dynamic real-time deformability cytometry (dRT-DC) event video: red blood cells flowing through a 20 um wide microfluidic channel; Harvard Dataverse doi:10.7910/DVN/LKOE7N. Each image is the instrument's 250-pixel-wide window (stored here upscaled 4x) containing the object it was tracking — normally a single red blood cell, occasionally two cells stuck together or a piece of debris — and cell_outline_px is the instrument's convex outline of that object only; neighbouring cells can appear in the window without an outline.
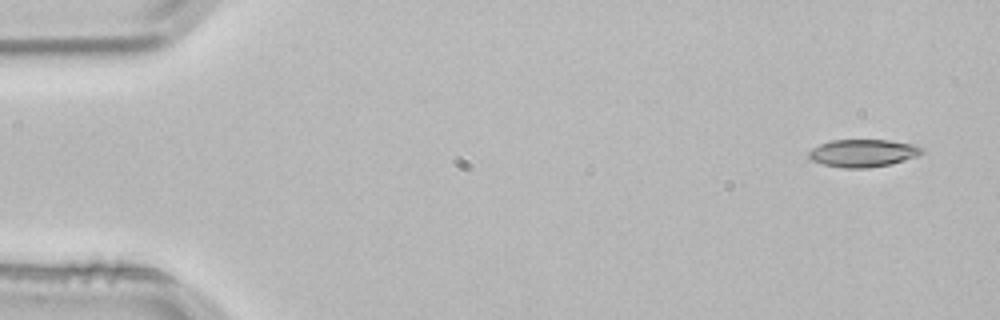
{"species": "common noctule bat (a hibernating species)", "species_latin": "Nyctalus noctula", "temperature_condition": "room temperature", "stored_images_in_passage": 3, "camera_frame_rate_fps": 3000, "um_per_image_px": 0.085, "animal": {"sex": "male", "body_mass_g": 21.5, "forearm_length_mm": 52.0}, "frame": {"image": 1, "passage_image": 1, "time_ms": 0.0, "image_size_px": [1000, 320], "cell_outline_px": [[924, 152], [920, 156], [892, 164], [868, 168], [844, 168], [824, 164], [812, 160], [808, 156], [808, 152], [812, 148], [820, 144], [832, 140], [888, 140], [916, 144], [924, 148]], "centroid_in_image_um": [73.43, 13.01], "position_along_channel_um": 11.6, "area_um2": 18.44}}